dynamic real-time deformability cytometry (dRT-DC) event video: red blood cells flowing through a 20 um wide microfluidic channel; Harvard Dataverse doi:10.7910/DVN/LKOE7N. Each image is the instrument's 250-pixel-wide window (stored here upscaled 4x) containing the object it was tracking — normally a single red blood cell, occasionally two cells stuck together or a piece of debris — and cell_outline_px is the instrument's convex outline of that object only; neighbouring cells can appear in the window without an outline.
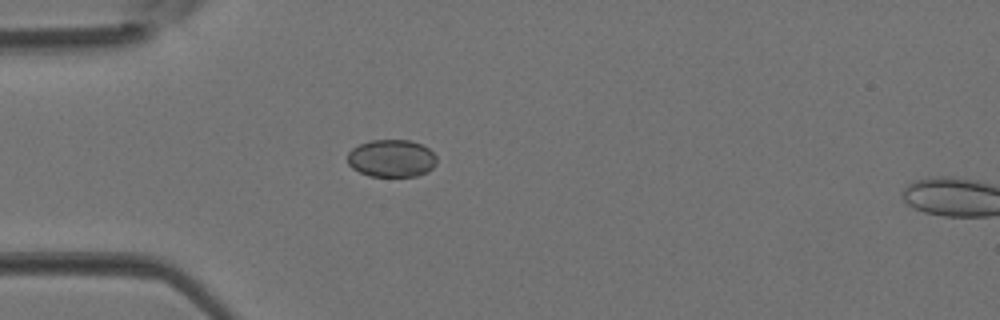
{"species": "Egyptian fruit bat (a non-hibernating species)", "species_latin": "Rousettus aegyptiacus", "temperature_condition": "room temperature", "stored_images_in_passage": 3, "camera_frame_rate_fps": 3000, "um_per_image_px": 0.085, "animal": {"sex": "female"}, "frame": {"image": 1, "passage_image": 3, "time_ms": 0.667, "image_size_px": [1000, 320], "cell_outline_px": [[436, 164], [428, 172], [416, 176], [368, 176], [352, 168], [348, 164], [348, 152], [352, 148], [360, 144], [372, 140], [408, 140], [420, 144], [428, 148], [436, 156]], "centroid_in_image_um": [33.28, 13.46], "position_along_channel_um": 51.7, "area_um2": 19.48}}